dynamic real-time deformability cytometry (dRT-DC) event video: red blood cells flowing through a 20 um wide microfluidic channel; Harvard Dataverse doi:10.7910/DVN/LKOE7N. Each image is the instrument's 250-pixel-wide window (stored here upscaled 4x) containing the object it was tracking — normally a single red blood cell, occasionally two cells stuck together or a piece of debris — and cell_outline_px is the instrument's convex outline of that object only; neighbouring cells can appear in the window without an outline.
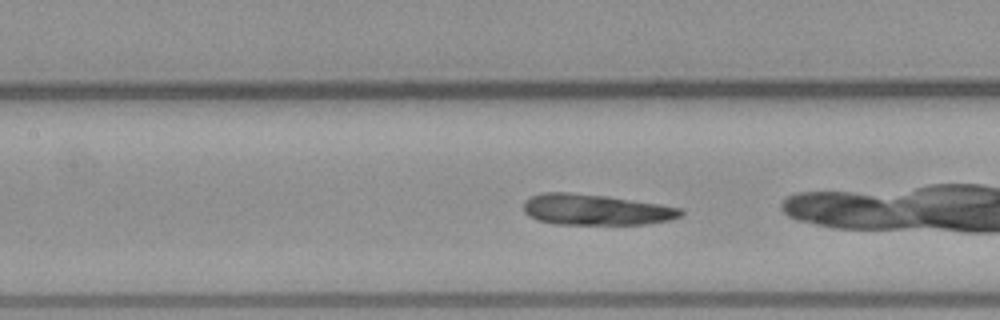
{"species": "common noctule bat (a hibernating species)", "species_latin": "Nyctalus noctula", "temperature_condition": "warm", "stored_images_in_passage": 22, "camera_frame_rate_fps": 3000, "um_per_image_px": 0.085, "animal": {"sex": "male", "body_mass_g": 23.1, "forearm_length_mm": 52.7}, "frame": {"image": 1, "passage_image": 11, "time_ms": 3.333, "image_size_px": [1000, 320], "cell_outline_px": [[684, 212], [680, 216], [668, 220], [644, 224], [556, 224], [536, 220], [528, 216], [524, 212], [524, 200], [532, 196], [544, 192], [568, 192], [608, 196], [660, 204], [680, 208]], "centroid_in_image_um": [50.59, 17.82], "position_along_channel_um": 156.8, "area_um2": 28.26}}
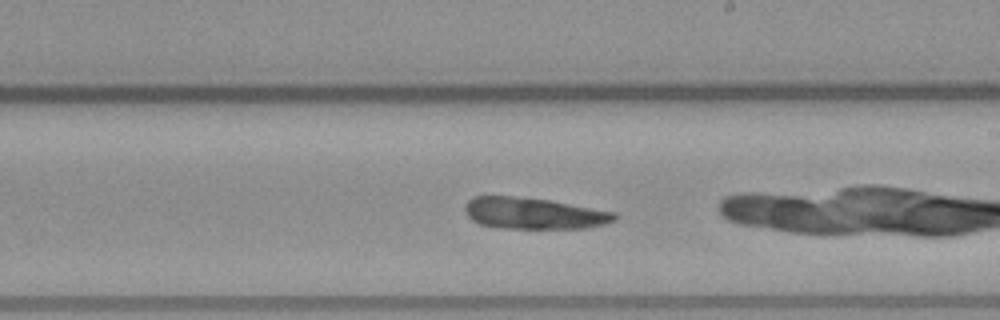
{"frame": {"image": 2, "passage_image": 17, "time_ms": 5.333, "image_size_px": [1000, 320], "cell_outline_px": [[616, 220], [604, 224], [584, 228], [500, 228], [480, 224], [472, 220], [468, 216], [464, 208], [468, 200], [472, 196], [512, 196], [548, 200], [616, 212]], "centroid_in_image_um": [45.35, 18.13], "position_along_channel_um": 243.7, "area_um2": 27.22}}
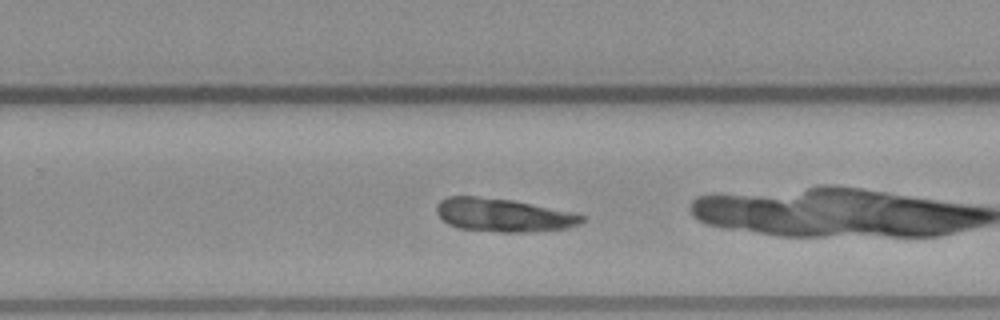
{"frame": {"image": 3, "passage_image": 20, "time_ms": 6.333, "image_size_px": [1000, 320], "cell_outline_px": [[584, 220], [580, 224], [568, 228], [524, 232], [504, 232], [460, 228], [448, 224], [436, 212], [436, 204], [440, 200], [448, 196], [476, 196], [512, 200], [572, 212], [584, 216]], "centroid_in_image_um": [42.77, 18.27], "position_along_channel_um": 287.0, "area_um2": 27.98}}